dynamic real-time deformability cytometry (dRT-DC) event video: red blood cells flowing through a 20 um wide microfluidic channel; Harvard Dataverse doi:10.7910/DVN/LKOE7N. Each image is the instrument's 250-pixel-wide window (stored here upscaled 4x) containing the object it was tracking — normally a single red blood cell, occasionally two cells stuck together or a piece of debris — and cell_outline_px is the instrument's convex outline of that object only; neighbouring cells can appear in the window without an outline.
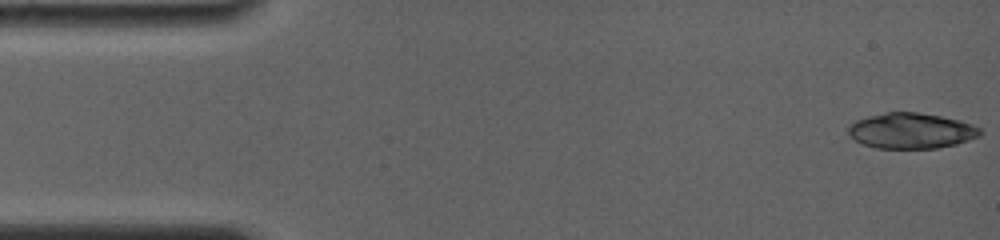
{"species": "common noctule bat (a hibernating species)", "species_latin": "Nyctalus noctula", "temperature_condition": "room temperature", "stored_images_in_passage": 13, "camera_frame_rate_fps": 4000, "um_per_image_px": 0.085, "animal": {"sex": "female", "body_mass_g": 19.0, "forearm_length_mm": 56.7}, "frame": {"image": 1, "passage_image": 1, "time_ms": 0.0, "image_size_px": [1000, 240], "cell_outline_px": [[984, 132], [980, 136], [956, 144], [936, 148], [876, 148], [864, 144], [856, 140], [848, 132], [848, 124], [856, 120], [868, 116], [888, 112], [916, 112], [940, 116], [960, 120], [972, 124], [980, 128]], "centroid_in_image_um": [77.47, 11.11], "position_along_channel_um": 7.5, "area_um2": 27.28}}